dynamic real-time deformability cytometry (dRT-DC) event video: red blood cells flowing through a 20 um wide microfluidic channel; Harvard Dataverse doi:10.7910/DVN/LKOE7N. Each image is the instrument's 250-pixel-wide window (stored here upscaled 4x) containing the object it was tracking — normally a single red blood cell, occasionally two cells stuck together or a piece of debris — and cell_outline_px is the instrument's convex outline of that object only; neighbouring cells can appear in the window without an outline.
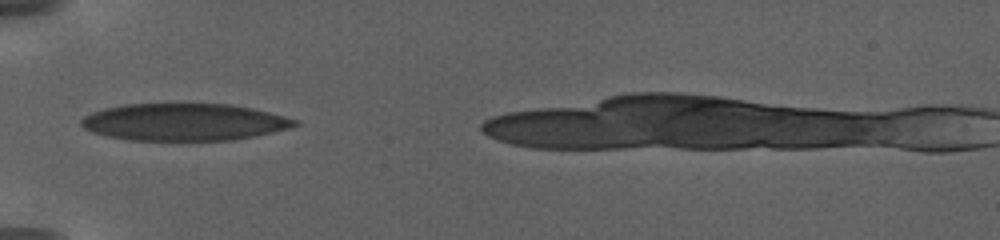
{"species": "human", "species_latin": "Homo sapiens", "temperature_condition": "warm", "stored_images_in_passage": 4, "camera_frame_rate_fps": 3000, "um_per_image_px": 0.085, "donor": {"sex": "female"}, "frame": {"image": 1, "passage_image": 1, "time_ms": 0.0, "image_size_px": [1000, 240], "cell_outline_px": [[300, 124], [288, 128], [252, 136], [232, 140], [132, 140], [108, 136], [92, 132], [84, 128], [80, 124], [80, 120], [84, 116], [92, 112], [104, 108], [124, 104], [228, 104], [252, 108], [300, 120]], "centroid_in_image_um": [15.63, 10.37], "position_along_channel_um": 69.4, "area_um2": 46.01}}
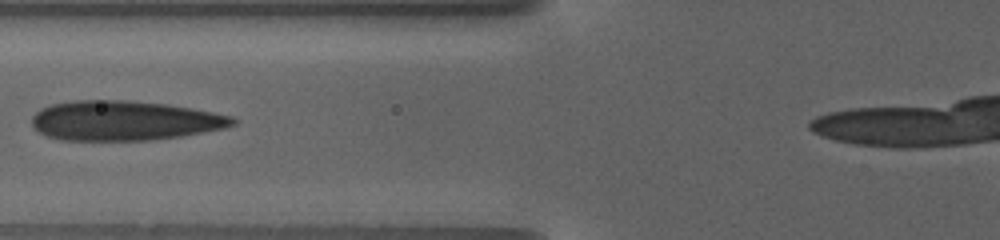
{"frame": {"image": 2, "passage_image": 3, "time_ms": 1.667, "image_size_px": [1000, 240], "cell_outline_px": [[236, 124], [224, 128], [180, 136], [152, 140], [60, 140], [48, 136], [40, 132], [32, 124], [32, 116], [40, 108], [52, 104], [76, 100], [128, 100], [168, 104], [212, 112], [232, 116], [236, 120]], "centroid_in_image_um": [10.56, 10.25], "position_along_channel_um": 115.2, "area_um2": 46.36}}